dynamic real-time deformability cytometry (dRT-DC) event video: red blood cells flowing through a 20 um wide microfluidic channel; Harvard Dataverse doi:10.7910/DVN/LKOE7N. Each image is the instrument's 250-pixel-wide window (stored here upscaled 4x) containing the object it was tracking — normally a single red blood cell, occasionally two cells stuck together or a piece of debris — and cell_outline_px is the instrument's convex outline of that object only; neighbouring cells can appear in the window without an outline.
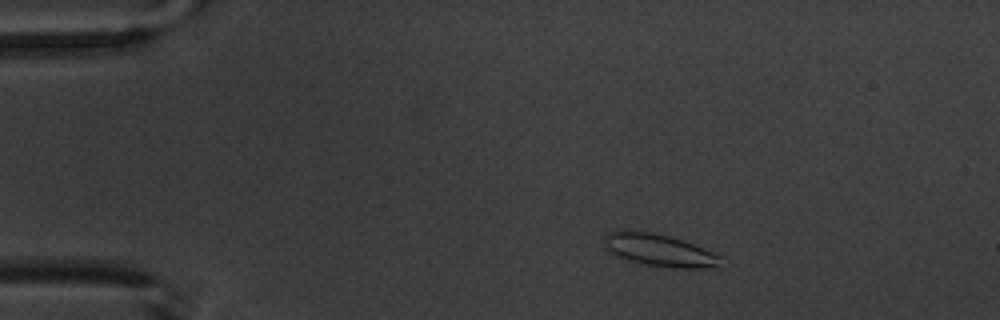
{"species": "common noctule bat (a hibernating species)", "species_latin": "Nyctalus noctula", "temperature_condition": "warm", "stored_images_in_passage": 5, "camera_frame_rate_fps": 3000, "um_per_image_px": 0.085, "animal": {"sex": "male", "body_mass_g": 20.1, "forearm_length_mm": 53.5}, "frame": {"image": 1, "passage_image": 3, "time_ms": 2.333, "image_size_px": [1000, 320], "cell_outline_px": [[724, 256], [720, 268], [672, 268], [644, 264], [616, 256], [604, 244], [604, 240], [608, 232], [616, 228], [624, 228], [652, 232], [668, 236], [692, 244]], "centroid_in_image_um": [56.06, 21.25], "position_along_channel_um": 28.9, "area_um2": 22.31}}